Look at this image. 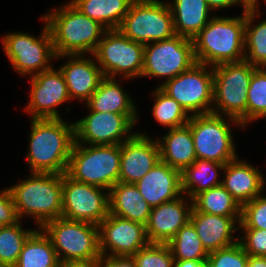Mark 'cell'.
Segmentation results:
<instances>
[{
  "label": "cell",
  "instance_id": "obj_39",
  "mask_svg": "<svg viewBox=\"0 0 266 267\" xmlns=\"http://www.w3.org/2000/svg\"><path fill=\"white\" fill-rule=\"evenodd\" d=\"M241 228L266 229V197L260 195L242 205Z\"/></svg>",
  "mask_w": 266,
  "mask_h": 267
},
{
  "label": "cell",
  "instance_id": "obj_16",
  "mask_svg": "<svg viewBox=\"0 0 266 267\" xmlns=\"http://www.w3.org/2000/svg\"><path fill=\"white\" fill-rule=\"evenodd\" d=\"M98 228L99 231L102 229V233L99 232V248L103 258L108 248L112 252L109 256H133L149 244L145 225L110 213Z\"/></svg>",
  "mask_w": 266,
  "mask_h": 267
},
{
  "label": "cell",
  "instance_id": "obj_31",
  "mask_svg": "<svg viewBox=\"0 0 266 267\" xmlns=\"http://www.w3.org/2000/svg\"><path fill=\"white\" fill-rule=\"evenodd\" d=\"M192 202L196 211L241 220L242 206L222 185L197 194Z\"/></svg>",
  "mask_w": 266,
  "mask_h": 267
},
{
  "label": "cell",
  "instance_id": "obj_5",
  "mask_svg": "<svg viewBox=\"0 0 266 267\" xmlns=\"http://www.w3.org/2000/svg\"><path fill=\"white\" fill-rule=\"evenodd\" d=\"M121 144L82 147L75 142L66 174L72 179L111 189L119 182Z\"/></svg>",
  "mask_w": 266,
  "mask_h": 267
},
{
  "label": "cell",
  "instance_id": "obj_27",
  "mask_svg": "<svg viewBox=\"0 0 266 267\" xmlns=\"http://www.w3.org/2000/svg\"><path fill=\"white\" fill-rule=\"evenodd\" d=\"M134 0H72V4L105 30L119 29ZM107 24V25H106Z\"/></svg>",
  "mask_w": 266,
  "mask_h": 267
},
{
  "label": "cell",
  "instance_id": "obj_44",
  "mask_svg": "<svg viewBox=\"0 0 266 267\" xmlns=\"http://www.w3.org/2000/svg\"><path fill=\"white\" fill-rule=\"evenodd\" d=\"M174 267H207L206 261L175 260Z\"/></svg>",
  "mask_w": 266,
  "mask_h": 267
},
{
  "label": "cell",
  "instance_id": "obj_30",
  "mask_svg": "<svg viewBox=\"0 0 266 267\" xmlns=\"http://www.w3.org/2000/svg\"><path fill=\"white\" fill-rule=\"evenodd\" d=\"M224 166L225 164L215 161L197 159L191 166L186 167L181 172L182 192L187 191L192 200L197 194L222 185V181L216 180L218 177L216 168L224 169Z\"/></svg>",
  "mask_w": 266,
  "mask_h": 267
},
{
  "label": "cell",
  "instance_id": "obj_17",
  "mask_svg": "<svg viewBox=\"0 0 266 267\" xmlns=\"http://www.w3.org/2000/svg\"><path fill=\"white\" fill-rule=\"evenodd\" d=\"M30 103L26 107L33 119L60 118L55 106L70 99L66 81L60 71L51 67L33 74Z\"/></svg>",
  "mask_w": 266,
  "mask_h": 267
},
{
  "label": "cell",
  "instance_id": "obj_38",
  "mask_svg": "<svg viewBox=\"0 0 266 267\" xmlns=\"http://www.w3.org/2000/svg\"><path fill=\"white\" fill-rule=\"evenodd\" d=\"M248 255L239 241L232 246L212 251L206 260L207 267H247Z\"/></svg>",
  "mask_w": 266,
  "mask_h": 267
},
{
  "label": "cell",
  "instance_id": "obj_11",
  "mask_svg": "<svg viewBox=\"0 0 266 267\" xmlns=\"http://www.w3.org/2000/svg\"><path fill=\"white\" fill-rule=\"evenodd\" d=\"M196 63L193 40L174 35L152 45L145 44L141 76H167L171 80Z\"/></svg>",
  "mask_w": 266,
  "mask_h": 267
},
{
  "label": "cell",
  "instance_id": "obj_20",
  "mask_svg": "<svg viewBox=\"0 0 266 267\" xmlns=\"http://www.w3.org/2000/svg\"><path fill=\"white\" fill-rule=\"evenodd\" d=\"M188 208L180 197L153 207L145 226L149 243L167 244L190 221L193 203Z\"/></svg>",
  "mask_w": 266,
  "mask_h": 267
},
{
  "label": "cell",
  "instance_id": "obj_37",
  "mask_svg": "<svg viewBox=\"0 0 266 267\" xmlns=\"http://www.w3.org/2000/svg\"><path fill=\"white\" fill-rule=\"evenodd\" d=\"M136 267H174V257L167 244L149 243L133 255Z\"/></svg>",
  "mask_w": 266,
  "mask_h": 267
},
{
  "label": "cell",
  "instance_id": "obj_34",
  "mask_svg": "<svg viewBox=\"0 0 266 267\" xmlns=\"http://www.w3.org/2000/svg\"><path fill=\"white\" fill-rule=\"evenodd\" d=\"M32 230H22L19 222L0 227V264L13 267L22 251V247Z\"/></svg>",
  "mask_w": 266,
  "mask_h": 267
},
{
  "label": "cell",
  "instance_id": "obj_7",
  "mask_svg": "<svg viewBox=\"0 0 266 267\" xmlns=\"http://www.w3.org/2000/svg\"><path fill=\"white\" fill-rule=\"evenodd\" d=\"M213 69V101L218 109L243 127L246 123L247 91L257 68L242 60L226 62Z\"/></svg>",
  "mask_w": 266,
  "mask_h": 267
},
{
  "label": "cell",
  "instance_id": "obj_14",
  "mask_svg": "<svg viewBox=\"0 0 266 267\" xmlns=\"http://www.w3.org/2000/svg\"><path fill=\"white\" fill-rule=\"evenodd\" d=\"M2 41L12 65L24 75L33 74L32 71L35 70L41 73L50 69L51 66L46 63L50 58L56 57L47 24L39 39L23 33H13L5 35Z\"/></svg>",
  "mask_w": 266,
  "mask_h": 267
},
{
  "label": "cell",
  "instance_id": "obj_43",
  "mask_svg": "<svg viewBox=\"0 0 266 267\" xmlns=\"http://www.w3.org/2000/svg\"><path fill=\"white\" fill-rule=\"evenodd\" d=\"M208 7L213 10L215 8H226L236 3H242L241 0H206Z\"/></svg>",
  "mask_w": 266,
  "mask_h": 267
},
{
  "label": "cell",
  "instance_id": "obj_35",
  "mask_svg": "<svg viewBox=\"0 0 266 267\" xmlns=\"http://www.w3.org/2000/svg\"><path fill=\"white\" fill-rule=\"evenodd\" d=\"M154 94L156 102L153 107V115L159 123L173 129L184 126L189 122L190 116L175 99L168 96L159 87Z\"/></svg>",
  "mask_w": 266,
  "mask_h": 267
},
{
  "label": "cell",
  "instance_id": "obj_41",
  "mask_svg": "<svg viewBox=\"0 0 266 267\" xmlns=\"http://www.w3.org/2000/svg\"><path fill=\"white\" fill-rule=\"evenodd\" d=\"M19 222V217L13 203L11 193L4 190L0 193V227L13 225Z\"/></svg>",
  "mask_w": 266,
  "mask_h": 267
},
{
  "label": "cell",
  "instance_id": "obj_32",
  "mask_svg": "<svg viewBox=\"0 0 266 267\" xmlns=\"http://www.w3.org/2000/svg\"><path fill=\"white\" fill-rule=\"evenodd\" d=\"M167 245L175 260L206 261L209 254L190 221L177 231Z\"/></svg>",
  "mask_w": 266,
  "mask_h": 267
},
{
  "label": "cell",
  "instance_id": "obj_6",
  "mask_svg": "<svg viewBox=\"0 0 266 267\" xmlns=\"http://www.w3.org/2000/svg\"><path fill=\"white\" fill-rule=\"evenodd\" d=\"M42 229L51 239L61 264L100 262V231L97 225L61 217L47 222Z\"/></svg>",
  "mask_w": 266,
  "mask_h": 267
},
{
  "label": "cell",
  "instance_id": "obj_15",
  "mask_svg": "<svg viewBox=\"0 0 266 267\" xmlns=\"http://www.w3.org/2000/svg\"><path fill=\"white\" fill-rule=\"evenodd\" d=\"M135 120L136 114L91 111L88 116L74 123L75 142L83 141L90 145L122 144L126 140L121 137L130 131Z\"/></svg>",
  "mask_w": 266,
  "mask_h": 267
},
{
  "label": "cell",
  "instance_id": "obj_23",
  "mask_svg": "<svg viewBox=\"0 0 266 267\" xmlns=\"http://www.w3.org/2000/svg\"><path fill=\"white\" fill-rule=\"evenodd\" d=\"M223 170H226V178L222 181V186L241 206L261 193L264 187L263 177L250 164L234 159L226 163Z\"/></svg>",
  "mask_w": 266,
  "mask_h": 267
},
{
  "label": "cell",
  "instance_id": "obj_40",
  "mask_svg": "<svg viewBox=\"0 0 266 267\" xmlns=\"http://www.w3.org/2000/svg\"><path fill=\"white\" fill-rule=\"evenodd\" d=\"M245 236L238 239L248 256H266V229L243 228Z\"/></svg>",
  "mask_w": 266,
  "mask_h": 267
},
{
  "label": "cell",
  "instance_id": "obj_25",
  "mask_svg": "<svg viewBox=\"0 0 266 267\" xmlns=\"http://www.w3.org/2000/svg\"><path fill=\"white\" fill-rule=\"evenodd\" d=\"M162 140L165 141L163 144L158 141L160 160L170 167L182 172L197 160L192 132L187 124L169 129Z\"/></svg>",
  "mask_w": 266,
  "mask_h": 267
},
{
  "label": "cell",
  "instance_id": "obj_21",
  "mask_svg": "<svg viewBox=\"0 0 266 267\" xmlns=\"http://www.w3.org/2000/svg\"><path fill=\"white\" fill-rule=\"evenodd\" d=\"M236 217H226L207 214L192 208L190 222L196 229L197 235L205 250L210 253L215 250L226 248L237 243L232 237ZM231 240H235L231 242Z\"/></svg>",
  "mask_w": 266,
  "mask_h": 267
},
{
  "label": "cell",
  "instance_id": "obj_26",
  "mask_svg": "<svg viewBox=\"0 0 266 267\" xmlns=\"http://www.w3.org/2000/svg\"><path fill=\"white\" fill-rule=\"evenodd\" d=\"M169 8L176 35L193 40L209 23L206 0H174V6L169 4Z\"/></svg>",
  "mask_w": 266,
  "mask_h": 267
},
{
  "label": "cell",
  "instance_id": "obj_33",
  "mask_svg": "<svg viewBox=\"0 0 266 267\" xmlns=\"http://www.w3.org/2000/svg\"><path fill=\"white\" fill-rule=\"evenodd\" d=\"M256 11L246 8V27L244 45L248 46V53H245V60L255 67L258 65L266 67V20L250 29L251 22ZM248 56V57H247Z\"/></svg>",
  "mask_w": 266,
  "mask_h": 267
},
{
  "label": "cell",
  "instance_id": "obj_9",
  "mask_svg": "<svg viewBox=\"0 0 266 267\" xmlns=\"http://www.w3.org/2000/svg\"><path fill=\"white\" fill-rule=\"evenodd\" d=\"M190 127L197 159L226 164L236 159L231 130L220 114L191 115Z\"/></svg>",
  "mask_w": 266,
  "mask_h": 267
},
{
  "label": "cell",
  "instance_id": "obj_45",
  "mask_svg": "<svg viewBox=\"0 0 266 267\" xmlns=\"http://www.w3.org/2000/svg\"><path fill=\"white\" fill-rule=\"evenodd\" d=\"M247 267H266V256H249Z\"/></svg>",
  "mask_w": 266,
  "mask_h": 267
},
{
  "label": "cell",
  "instance_id": "obj_19",
  "mask_svg": "<svg viewBox=\"0 0 266 267\" xmlns=\"http://www.w3.org/2000/svg\"><path fill=\"white\" fill-rule=\"evenodd\" d=\"M145 201L153 208L178 198L181 190V172L163 161L135 183Z\"/></svg>",
  "mask_w": 266,
  "mask_h": 267
},
{
  "label": "cell",
  "instance_id": "obj_8",
  "mask_svg": "<svg viewBox=\"0 0 266 267\" xmlns=\"http://www.w3.org/2000/svg\"><path fill=\"white\" fill-rule=\"evenodd\" d=\"M118 30L144 45L176 35L169 4L158 0H134Z\"/></svg>",
  "mask_w": 266,
  "mask_h": 267
},
{
  "label": "cell",
  "instance_id": "obj_46",
  "mask_svg": "<svg viewBox=\"0 0 266 267\" xmlns=\"http://www.w3.org/2000/svg\"><path fill=\"white\" fill-rule=\"evenodd\" d=\"M60 267H101L100 262L62 263Z\"/></svg>",
  "mask_w": 266,
  "mask_h": 267
},
{
  "label": "cell",
  "instance_id": "obj_3",
  "mask_svg": "<svg viewBox=\"0 0 266 267\" xmlns=\"http://www.w3.org/2000/svg\"><path fill=\"white\" fill-rule=\"evenodd\" d=\"M47 21L57 57L94 53L105 29L98 21L79 11L71 2L43 17ZM98 38V39H97ZM82 53V54H81Z\"/></svg>",
  "mask_w": 266,
  "mask_h": 267
},
{
  "label": "cell",
  "instance_id": "obj_12",
  "mask_svg": "<svg viewBox=\"0 0 266 267\" xmlns=\"http://www.w3.org/2000/svg\"><path fill=\"white\" fill-rule=\"evenodd\" d=\"M205 69V64L196 63L159 88L175 99L186 112L192 111L193 115L212 113L214 108H210L209 104L213 103V69L211 73Z\"/></svg>",
  "mask_w": 266,
  "mask_h": 267
},
{
  "label": "cell",
  "instance_id": "obj_13",
  "mask_svg": "<svg viewBox=\"0 0 266 267\" xmlns=\"http://www.w3.org/2000/svg\"><path fill=\"white\" fill-rule=\"evenodd\" d=\"M62 174V218L99 225L109 214V194Z\"/></svg>",
  "mask_w": 266,
  "mask_h": 267
},
{
  "label": "cell",
  "instance_id": "obj_4",
  "mask_svg": "<svg viewBox=\"0 0 266 267\" xmlns=\"http://www.w3.org/2000/svg\"><path fill=\"white\" fill-rule=\"evenodd\" d=\"M31 179L9 188L19 219L32 215L42 228L62 217V174L33 173Z\"/></svg>",
  "mask_w": 266,
  "mask_h": 267
},
{
  "label": "cell",
  "instance_id": "obj_42",
  "mask_svg": "<svg viewBox=\"0 0 266 267\" xmlns=\"http://www.w3.org/2000/svg\"><path fill=\"white\" fill-rule=\"evenodd\" d=\"M100 265L101 267H136L133 256H107L105 260L101 257Z\"/></svg>",
  "mask_w": 266,
  "mask_h": 267
},
{
  "label": "cell",
  "instance_id": "obj_2",
  "mask_svg": "<svg viewBox=\"0 0 266 267\" xmlns=\"http://www.w3.org/2000/svg\"><path fill=\"white\" fill-rule=\"evenodd\" d=\"M243 14L237 18L214 17L209 21L193 39L197 63L215 66L245 60L246 8Z\"/></svg>",
  "mask_w": 266,
  "mask_h": 267
},
{
  "label": "cell",
  "instance_id": "obj_29",
  "mask_svg": "<svg viewBox=\"0 0 266 267\" xmlns=\"http://www.w3.org/2000/svg\"><path fill=\"white\" fill-rule=\"evenodd\" d=\"M51 239L35 230L25 241L16 264L13 267H60Z\"/></svg>",
  "mask_w": 266,
  "mask_h": 267
},
{
  "label": "cell",
  "instance_id": "obj_1",
  "mask_svg": "<svg viewBox=\"0 0 266 267\" xmlns=\"http://www.w3.org/2000/svg\"><path fill=\"white\" fill-rule=\"evenodd\" d=\"M30 150L32 173H66L75 143V124L61 118L32 119Z\"/></svg>",
  "mask_w": 266,
  "mask_h": 267
},
{
  "label": "cell",
  "instance_id": "obj_24",
  "mask_svg": "<svg viewBox=\"0 0 266 267\" xmlns=\"http://www.w3.org/2000/svg\"><path fill=\"white\" fill-rule=\"evenodd\" d=\"M152 207L135 184L117 182L109 191V213L147 225Z\"/></svg>",
  "mask_w": 266,
  "mask_h": 267
},
{
  "label": "cell",
  "instance_id": "obj_28",
  "mask_svg": "<svg viewBox=\"0 0 266 267\" xmlns=\"http://www.w3.org/2000/svg\"><path fill=\"white\" fill-rule=\"evenodd\" d=\"M87 104L91 111L95 112L136 114L130 97L123 92L114 78L104 77Z\"/></svg>",
  "mask_w": 266,
  "mask_h": 267
},
{
  "label": "cell",
  "instance_id": "obj_47",
  "mask_svg": "<svg viewBox=\"0 0 266 267\" xmlns=\"http://www.w3.org/2000/svg\"><path fill=\"white\" fill-rule=\"evenodd\" d=\"M243 2V6L244 8H248L250 9L251 11H255L257 8L256 5H257V0H241Z\"/></svg>",
  "mask_w": 266,
  "mask_h": 267
},
{
  "label": "cell",
  "instance_id": "obj_36",
  "mask_svg": "<svg viewBox=\"0 0 266 267\" xmlns=\"http://www.w3.org/2000/svg\"><path fill=\"white\" fill-rule=\"evenodd\" d=\"M261 117H266V70L257 67L247 91L246 123Z\"/></svg>",
  "mask_w": 266,
  "mask_h": 267
},
{
  "label": "cell",
  "instance_id": "obj_18",
  "mask_svg": "<svg viewBox=\"0 0 266 267\" xmlns=\"http://www.w3.org/2000/svg\"><path fill=\"white\" fill-rule=\"evenodd\" d=\"M160 161L158 142L141 133L131 134L121 144L119 182L135 184Z\"/></svg>",
  "mask_w": 266,
  "mask_h": 267
},
{
  "label": "cell",
  "instance_id": "obj_48",
  "mask_svg": "<svg viewBox=\"0 0 266 267\" xmlns=\"http://www.w3.org/2000/svg\"><path fill=\"white\" fill-rule=\"evenodd\" d=\"M0 267H9V266H6V265H3V264H0Z\"/></svg>",
  "mask_w": 266,
  "mask_h": 267
},
{
  "label": "cell",
  "instance_id": "obj_22",
  "mask_svg": "<svg viewBox=\"0 0 266 267\" xmlns=\"http://www.w3.org/2000/svg\"><path fill=\"white\" fill-rule=\"evenodd\" d=\"M79 56L80 59L77 55H70L72 60L62 66L60 71L66 81L70 98L76 96L88 101L105 76L94 61Z\"/></svg>",
  "mask_w": 266,
  "mask_h": 267
},
{
  "label": "cell",
  "instance_id": "obj_10",
  "mask_svg": "<svg viewBox=\"0 0 266 267\" xmlns=\"http://www.w3.org/2000/svg\"><path fill=\"white\" fill-rule=\"evenodd\" d=\"M103 38L98 44L95 59L99 61L102 74L113 78L121 73L129 77L141 76L144 60V44L132 41L120 30H104Z\"/></svg>",
  "mask_w": 266,
  "mask_h": 267
}]
</instances>
